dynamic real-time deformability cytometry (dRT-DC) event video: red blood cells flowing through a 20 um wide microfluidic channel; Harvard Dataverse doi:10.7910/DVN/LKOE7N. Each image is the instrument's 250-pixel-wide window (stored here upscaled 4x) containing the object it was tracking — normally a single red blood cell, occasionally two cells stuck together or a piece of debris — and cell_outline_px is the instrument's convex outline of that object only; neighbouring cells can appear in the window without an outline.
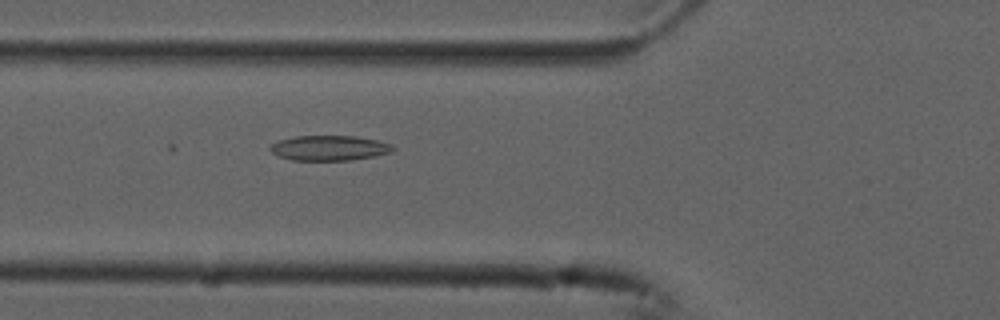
{"species": "common noctule bat (a hibernating species)", "species_latin": "Nyctalus noctula", "temperature_condition": "cold", "stored_images_in_passage": 4, "camera_frame_rate_fps": 3000, "um_per_image_px": 0.085, "animal": {"sex": "male", "forearm_length_mm": 52.5}, "frame": {"image": 1, "passage_image": 4, "time_ms": 1.0, "image_size_px": [1000, 320], "cell_outline_px": [[396, 148], [392, 152], [376, 156], [352, 160], [292, 160], [280, 156], [272, 152], [268, 148], [276, 140], [296, 136], [356, 136], [376, 140], [392, 144]], "centroid_in_image_um": [28.01, 12.58], "position_along_channel_um": 97.8, "area_um2": 18.03}}